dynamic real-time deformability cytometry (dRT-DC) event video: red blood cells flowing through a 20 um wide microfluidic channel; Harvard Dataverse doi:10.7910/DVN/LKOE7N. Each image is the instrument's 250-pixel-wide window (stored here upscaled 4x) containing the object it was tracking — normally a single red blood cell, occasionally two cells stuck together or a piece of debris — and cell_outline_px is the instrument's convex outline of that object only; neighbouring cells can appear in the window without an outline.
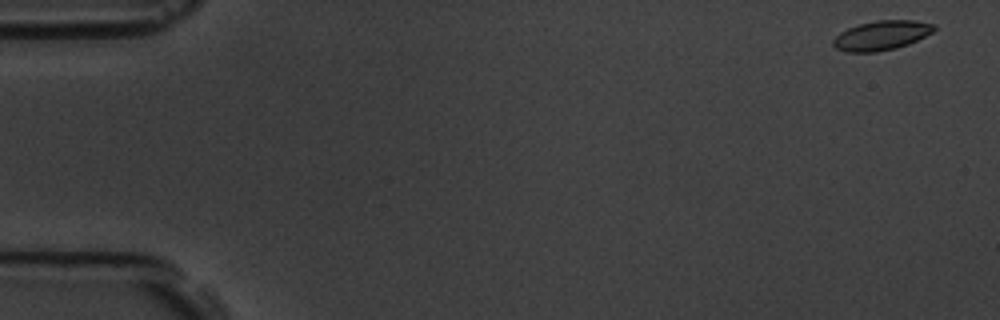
{"species": "common noctule bat (a hibernating species)", "species_latin": "Nyctalus noctula", "temperature_condition": "room temperature", "stored_images_in_passage": 55, "camera_frame_rate_fps": 3000, "um_per_image_px": 0.085, "animal": {"sex": "male", "body_mass_g": 19.5, "forearm_length_mm": 54.6}, "frame": {"image": 1, "passage_image": 1, "time_ms": 0.0, "image_size_px": [1000, 320], "cell_outline_px": [[936, 28], [932, 32], [908, 44], [896, 48], [876, 52], [848, 52], [836, 48], [832, 44], [832, 40], [840, 32], [848, 28], [860, 24], [876, 20], [912, 20], [936, 24]], "centroid_in_image_um": [74.92, 3.01], "position_along_channel_um": 10.1, "area_um2": 17.22}}
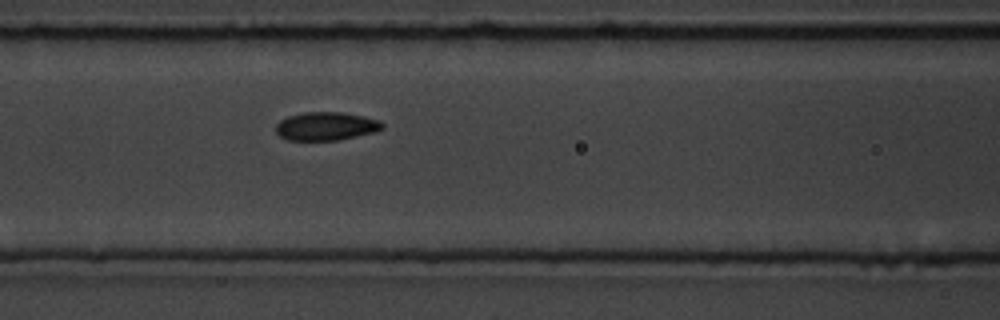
{"frame": {"image": 2, "passage_image": 23, "time_ms": 7.333, "image_size_px": [1000, 320], "cell_outline_px": [[384, 128], [376, 132], [340, 140], [288, 140], [280, 136], [276, 132], [276, 124], [280, 120], [288, 116], [304, 112], [344, 112], [364, 116], [380, 120], [384, 124]], "centroid_in_image_um": [27.75, 10.72], "position_along_channel_um": 138.9, "area_um2": 17.8}}
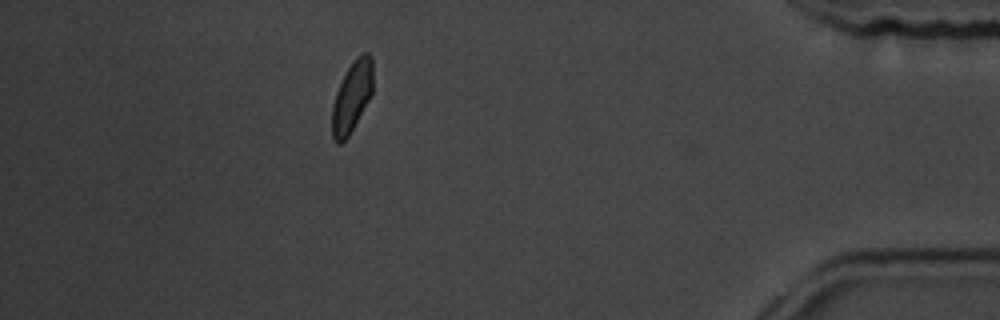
{"frame": {"image": 3, "passage_image": 49, "time_ms": 16.0, "image_size_px": [1000, 320], "cell_outline_px": [[372, 92], [368, 100], [348, 136], [340, 144], [336, 144], [332, 136], [332, 104], [336, 92], [352, 60], [356, 56], [364, 52], [368, 52], [372, 56]], "centroid_in_image_um": [29.9, 8.19], "position_along_channel_um": 405.3, "area_um2": 16.65}, "authors_computed_cell_mechanics": {"area_um2": 17.34, "velocity_mm_per_s": 3.6285, "shape_relaxation_time_tau1_ms": 2.7175, "shape_relaxation_time_tau2_ms": 2.026, "deformation_change_tau1": 0.0697, "deformation_change_tau2": 0.0481}}